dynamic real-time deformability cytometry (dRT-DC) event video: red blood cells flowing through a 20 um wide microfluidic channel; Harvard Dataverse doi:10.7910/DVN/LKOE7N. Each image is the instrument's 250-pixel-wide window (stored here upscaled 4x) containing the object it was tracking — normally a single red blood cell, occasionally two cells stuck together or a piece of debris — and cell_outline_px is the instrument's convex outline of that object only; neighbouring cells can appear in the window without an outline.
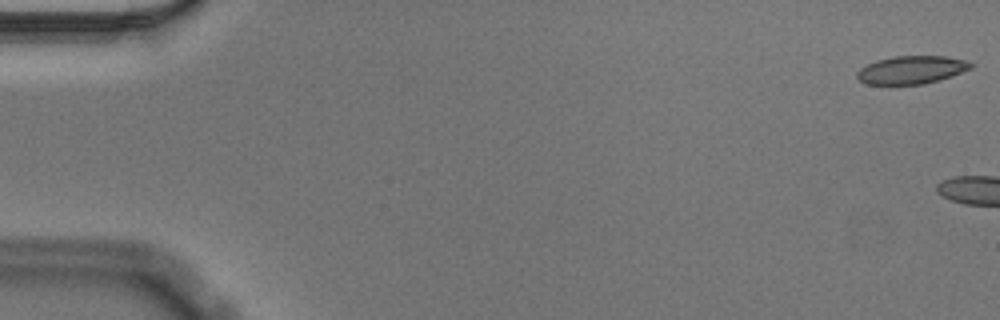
{"species": "Egyptian fruit bat (a non-hibernating species)", "species_latin": "Rousettus aegyptiacus", "temperature_condition": "cold", "stored_images_in_passage": 4, "camera_frame_rate_fps": 3000, "um_per_image_px": 0.085, "animal": {"sex": "male"}, "frame": {"image": 1, "passage_image": 1, "time_ms": 0.0, "image_size_px": [1000, 320], "cell_outline_px": [[972, 68], [952, 76], [940, 80], [924, 84], [864, 84], [856, 76], [856, 72], [860, 68], [876, 60], [896, 56], [944, 56], [968, 60], [972, 64]], "centroid_in_image_um": [77.49, 5.94], "position_along_channel_um": 7.5, "area_um2": 18.61}}